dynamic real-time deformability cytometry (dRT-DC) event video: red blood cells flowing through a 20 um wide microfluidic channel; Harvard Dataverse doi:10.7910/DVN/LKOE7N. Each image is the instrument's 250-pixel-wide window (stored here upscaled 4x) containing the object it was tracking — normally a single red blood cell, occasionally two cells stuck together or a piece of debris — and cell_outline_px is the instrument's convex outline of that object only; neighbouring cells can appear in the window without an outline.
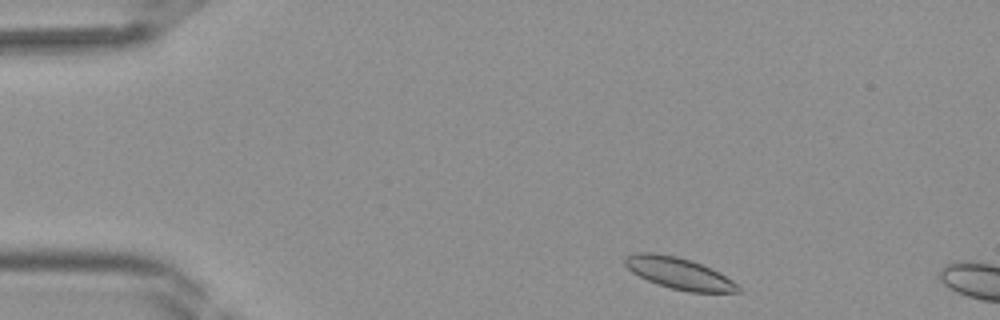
{"species": "Egyptian fruit bat (a non-hibernating species)", "species_latin": "Rousettus aegyptiacus", "temperature_condition": "room temperature", "stored_images_in_passage": 6, "camera_frame_rate_fps": 3000, "um_per_image_px": 0.085, "frame": {"image": 1, "passage_image": 2, "time_ms": 0.333, "image_size_px": [1000, 320], "cell_outline_px": [[740, 292], [688, 292], [656, 284], [632, 272], [624, 264], [624, 256], [640, 252], [656, 252], [676, 256], [692, 260], [732, 280], [740, 288]], "centroid_in_image_um": [57.66, 23.22], "position_along_channel_um": 27.3, "area_um2": 20.52}}